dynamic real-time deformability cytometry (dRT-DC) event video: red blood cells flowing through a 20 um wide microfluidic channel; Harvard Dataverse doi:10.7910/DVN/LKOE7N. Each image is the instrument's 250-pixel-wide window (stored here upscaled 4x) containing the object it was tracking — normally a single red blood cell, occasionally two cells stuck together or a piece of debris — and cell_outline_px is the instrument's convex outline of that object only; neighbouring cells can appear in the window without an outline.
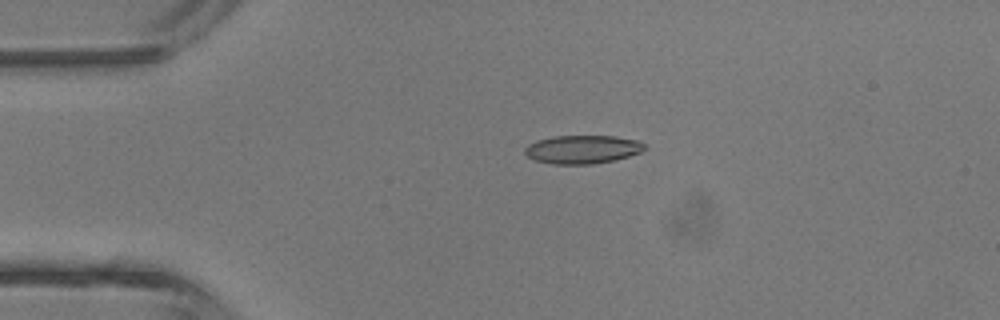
{"species": "common noctule bat (a hibernating species)", "species_latin": "Nyctalus noctula", "temperature_condition": "room temperature", "stored_images_in_passage": 2, "camera_frame_rate_fps": 3000, "um_per_image_px": 0.085, "animal": {"sex": "male", "body_mass_g": 13.3}, "frame": {"image": 1, "passage_image": 1, "time_ms": 0.0, "image_size_px": [1000, 320], "cell_outline_px": [[644, 148], [640, 152], [616, 160], [592, 164], [552, 164], [536, 160], [528, 156], [524, 152], [524, 148], [528, 144], [536, 140], [552, 136], [616, 136], [640, 140], [644, 144]], "centroid_in_image_um": [49.5, 12.69], "position_along_channel_um": 35.5, "area_um2": 19.88}}